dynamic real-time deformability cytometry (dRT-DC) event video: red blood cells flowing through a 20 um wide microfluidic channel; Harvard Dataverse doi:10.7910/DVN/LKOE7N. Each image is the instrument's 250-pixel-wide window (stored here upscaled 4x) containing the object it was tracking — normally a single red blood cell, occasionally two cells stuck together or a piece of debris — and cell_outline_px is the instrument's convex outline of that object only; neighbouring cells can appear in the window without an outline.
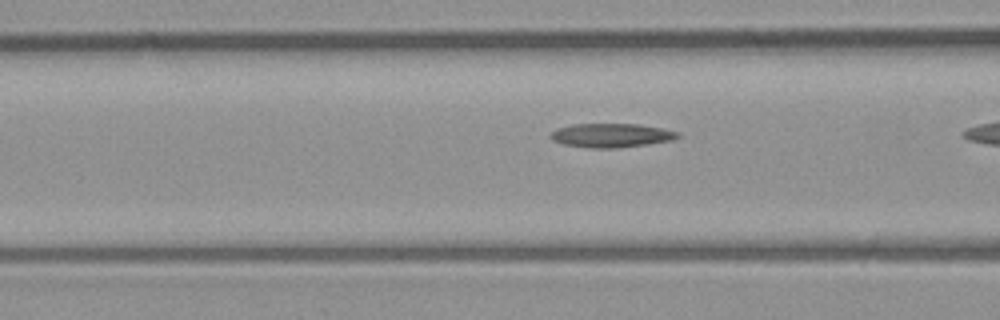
{"species": "common noctule bat (a hibernating species)", "species_latin": "Nyctalus noctula", "temperature_condition": "room temperature", "stored_images_in_passage": 18, "camera_frame_rate_fps": 3000, "um_per_image_px": 0.085, "animal": {"sex": "male", "body_mass_g": 23.1, "forearm_length_mm": 52.7}, "frame": {"image": 1, "passage_image": 13, "time_ms": 4.0, "image_size_px": [1000, 320], "cell_outline_px": [[680, 136], [672, 140], [648, 144], [616, 148], [592, 148], [564, 144], [552, 140], [548, 136], [556, 128], [572, 124], [640, 124], [664, 128], [680, 132]], "centroid_in_image_um": [51.97, 11.5], "position_along_channel_um": 114.6, "area_um2": 17.86}}
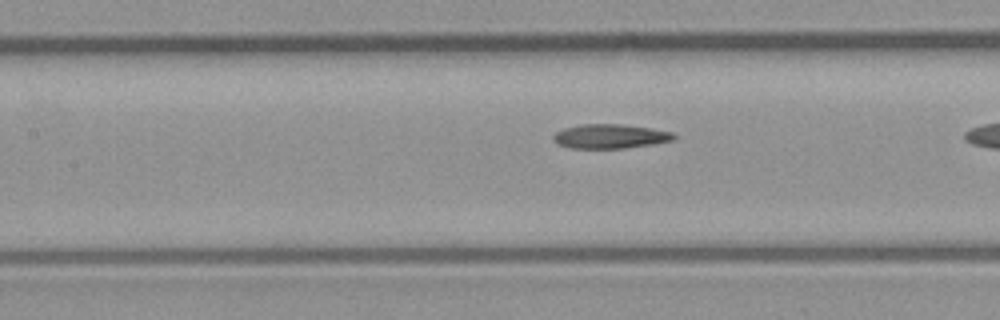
{"frame": {"image": 2, "passage_image": 16, "time_ms": 5.0, "image_size_px": [1000, 320], "cell_outline_px": [[676, 136], [672, 140], [652, 144], [624, 148], [568, 148], [556, 144], [552, 140], [552, 136], [556, 132], [564, 128], [580, 124], [624, 124], [652, 128], [672, 132]], "centroid_in_image_um": [51.81, 11.58], "position_along_channel_um": 155.6, "area_um2": 17.17}}